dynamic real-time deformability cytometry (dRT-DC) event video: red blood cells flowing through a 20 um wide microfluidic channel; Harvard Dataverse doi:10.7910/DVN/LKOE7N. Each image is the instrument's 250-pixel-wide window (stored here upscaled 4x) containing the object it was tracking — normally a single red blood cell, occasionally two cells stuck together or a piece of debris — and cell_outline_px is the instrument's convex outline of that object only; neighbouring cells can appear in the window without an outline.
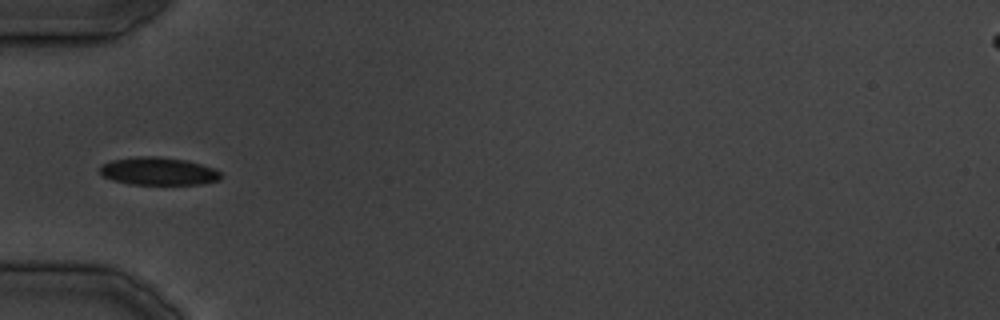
{"species": "common noctule bat (a hibernating species)", "species_latin": "Nyctalus noctula", "temperature_condition": "cold", "stored_images_in_passage": 25, "camera_frame_rate_fps": 3000, "um_per_image_px": 0.085, "animal": {"sex": "male", "body_mass_g": 19.5, "forearm_length_mm": 54.6}, "frame": {"image": 1, "passage_image": 1, "time_ms": 0.0, "image_size_px": [1000, 320], "cell_outline_px": [[220, 180], [204, 184], [128, 184], [112, 180], [104, 176], [100, 172], [100, 168], [104, 164], [112, 160], [136, 156], [160, 156], [188, 160], [212, 168], [220, 172]], "centroid_in_image_um": [13.47, 14.55], "position_along_channel_um": 71.5, "area_um2": 19.59}}
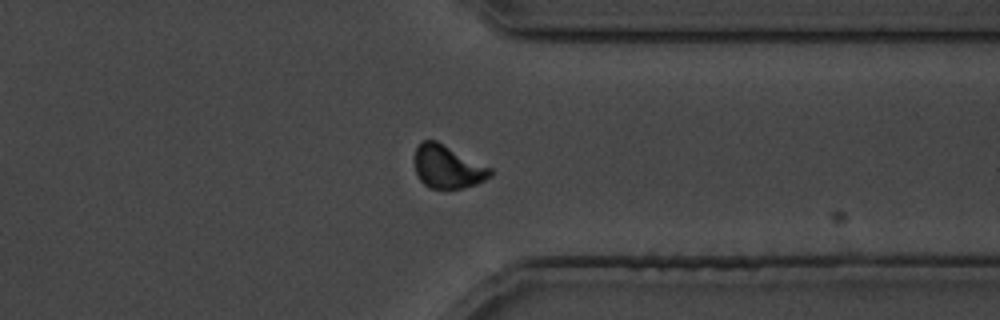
{"frame": {"image": 2, "passage_image": 18, "time_ms": 20.333, "image_size_px": [1000, 320], "cell_outline_px": [[492, 176], [476, 184], [464, 188], [428, 188], [420, 180], [416, 172], [416, 148], [424, 140], [436, 140], [492, 168]], "centroid_in_image_um": [38.08, 14.19], "position_along_channel_um": 373.3, "area_um2": 18.79}}
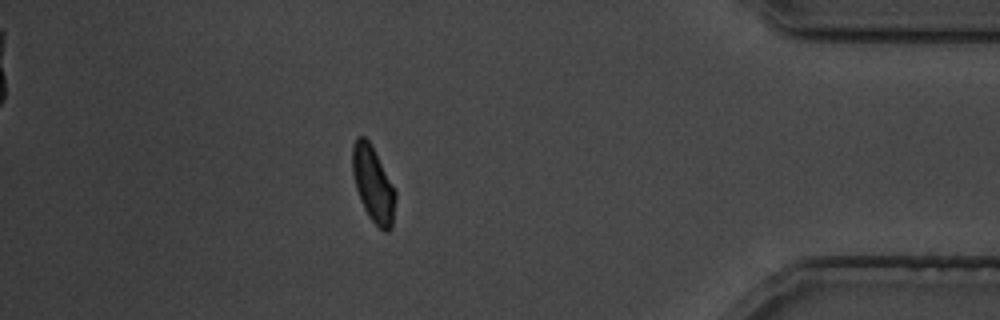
{"frame": {"image": 3, "passage_image": 21, "time_ms": 24.667, "image_size_px": [1000, 320], "cell_outline_px": [[396, 196], [392, 228], [388, 232], [384, 232], [368, 216], [360, 200], [356, 188], [352, 172], [352, 148], [356, 136], [364, 136], [372, 144], [396, 192]], "centroid_in_image_um": [31.71, 15.65], "position_along_channel_um": 403.5, "area_um2": 19.02}}